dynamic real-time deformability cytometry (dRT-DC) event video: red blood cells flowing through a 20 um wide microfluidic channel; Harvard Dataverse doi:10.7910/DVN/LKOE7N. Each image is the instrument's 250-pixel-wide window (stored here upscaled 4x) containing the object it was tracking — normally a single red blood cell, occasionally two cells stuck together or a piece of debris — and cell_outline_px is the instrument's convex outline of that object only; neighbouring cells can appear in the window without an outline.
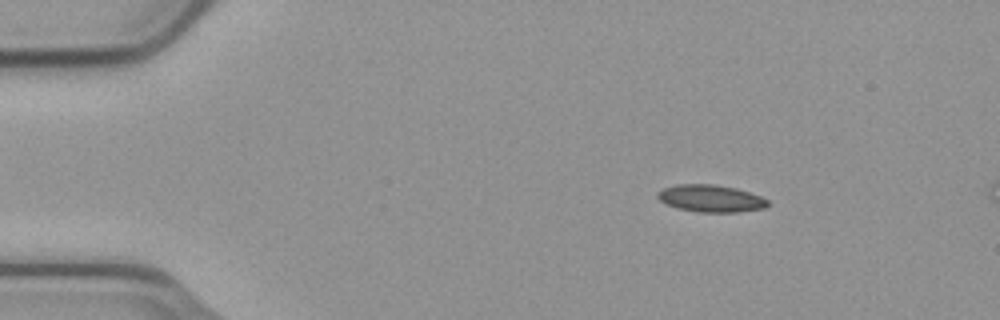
{"species": "common noctule bat (a hibernating species)", "species_latin": "Nyctalus noctula", "temperature_condition": "cold", "stored_images_in_passage": 13, "segment_of_instrument_passage": [1, 2], "camera_frame_rate_fps": 3000, "um_per_image_px": 0.085, "animal": {"sex": "male", "body_mass_g": 23.1, "forearm_length_mm": 52.7}, "frame": {"image": 1, "passage_image": 8, "time_ms": 2.333, "image_size_px": [1000, 320], "cell_outline_px": [[768, 204], [764, 208], [736, 212], [700, 212], [676, 208], [660, 200], [656, 196], [656, 192], [664, 188], [676, 184], [716, 184], [736, 188], [760, 196], [768, 200]], "centroid_in_image_um": [60.39, 16.86], "position_along_channel_um": 24.6, "area_um2": 17.4}}